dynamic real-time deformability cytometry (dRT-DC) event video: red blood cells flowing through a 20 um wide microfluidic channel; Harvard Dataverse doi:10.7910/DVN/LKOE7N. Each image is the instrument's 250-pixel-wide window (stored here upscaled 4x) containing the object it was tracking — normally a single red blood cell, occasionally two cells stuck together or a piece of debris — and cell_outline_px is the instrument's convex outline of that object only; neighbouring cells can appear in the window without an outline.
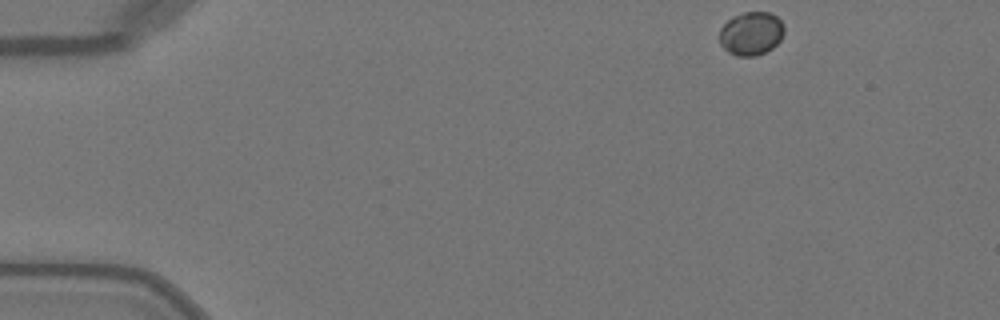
{"species": "Egyptian fruit bat (a non-hibernating species)", "species_latin": "Rousettus aegyptiacus", "temperature_condition": "warm", "stored_images_in_passage": 46, "camera_frame_rate_fps": 3000, "um_per_image_px": 0.085, "animal": {"sex": "female"}, "frame": {"image": 1, "passage_image": 1, "time_ms": 0.0, "image_size_px": [1000, 320], "cell_outline_px": [[784, 32], [780, 40], [772, 48], [756, 56], [736, 56], [728, 52], [720, 44], [720, 28], [732, 16], [744, 12], [768, 12], [776, 16], [784, 24]], "centroid_in_image_um": [63.84, 2.84], "position_along_channel_um": 21.2, "area_um2": 16.42}}
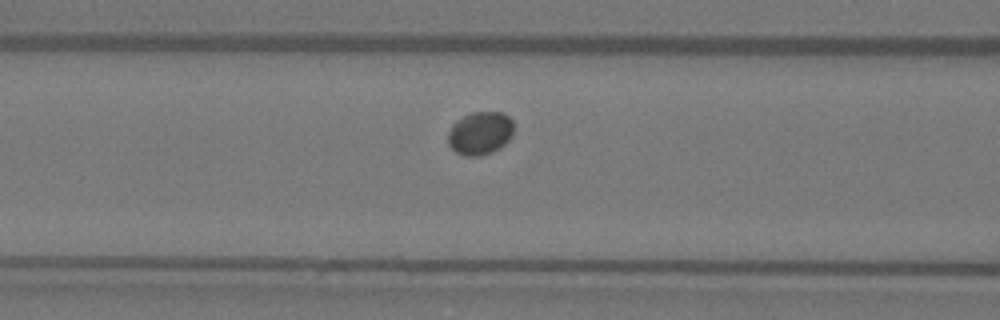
{"frame": {"image": 2, "passage_image": 16, "time_ms": 5.0, "image_size_px": [1000, 320], "cell_outline_px": [[512, 136], [500, 148], [492, 152], [480, 156], [464, 156], [456, 152], [448, 144], [448, 132], [452, 124], [456, 120], [472, 112], [504, 112], [512, 120]], "centroid_in_image_um": [40.8, 11.32], "position_along_channel_um": 125.8, "area_um2": 16.59}}
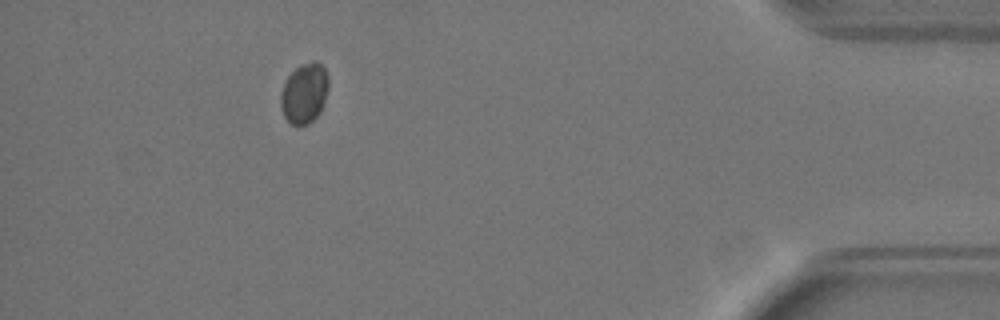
{"frame": {"image": 3, "passage_image": 41, "time_ms": 13.333, "image_size_px": [1000, 320], "cell_outline_px": [[328, 88], [324, 104], [320, 112], [308, 124], [296, 128], [284, 116], [280, 108], [280, 92], [288, 76], [300, 64], [312, 60], [316, 60], [324, 68], [328, 76]], "centroid_in_image_um": [25.86, 7.94], "position_along_channel_um": 409.3, "area_um2": 17.05}}